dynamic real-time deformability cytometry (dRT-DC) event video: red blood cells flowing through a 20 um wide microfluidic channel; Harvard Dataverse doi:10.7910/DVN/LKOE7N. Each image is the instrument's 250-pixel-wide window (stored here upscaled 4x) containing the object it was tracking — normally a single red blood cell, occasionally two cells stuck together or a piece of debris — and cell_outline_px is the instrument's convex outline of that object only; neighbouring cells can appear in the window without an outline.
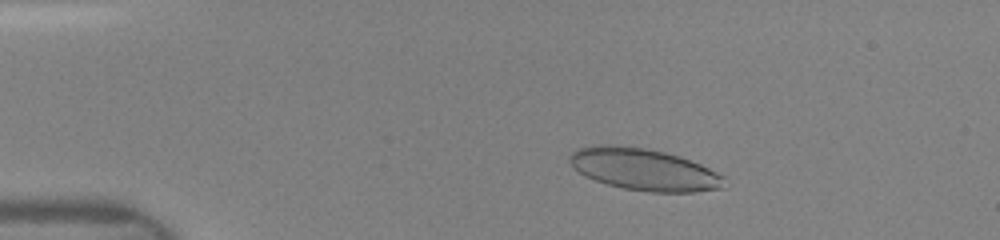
{"species": "human", "species_latin": "Homo sapiens", "temperature_condition": "room temperature", "stored_images_in_passage": 51, "camera_frame_rate_fps": 3000, "um_per_image_px": 0.085, "donor": {"sex": "female"}, "frame": {"image": 1, "passage_image": 11, "time_ms": 2.333, "image_size_px": [1000, 240], "cell_outline_px": [[728, 188], [696, 192], [652, 192], [624, 188], [608, 184], [584, 176], [568, 160], [568, 156], [576, 148], [592, 144], [616, 144], [644, 148], [664, 152], [680, 156], [700, 164], [724, 176]], "centroid_in_image_um": [54.75, 14.39], "position_along_channel_um": 30.2, "area_um2": 38.03}}
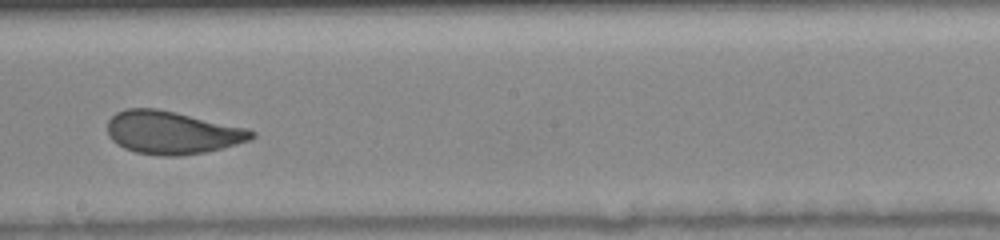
{"frame": {"image": 2, "passage_image": 34, "time_ms": 8.667, "image_size_px": [1000, 240], "cell_outline_px": [[256, 136], [248, 140], [236, 144], [204, 152], [180, 156], [156, 156], [136, 152], [124, 148], [116, 144], [108, 136], [108, 120], [116, 112], [124, 108], [156, 108], [176, 112], [248, 128], [256, 132]], "centroid_in_image_um": [14.6, 11.26], "position_along_channel_um": 233.6, "area_um2": 36.18}}
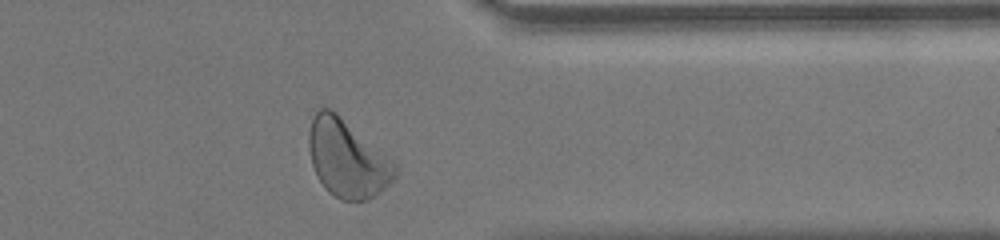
{"frame": {"image": 3, "passage_image": 49, "time_ms": 12.333, "image_size_px": [1000, 240], "cell_outline_px": [[396, 176], [380, 192], [368, 200], [340, 200], [328, 192], [324, 188], [316, 176], [312, 164], [308, 148], [308, 132], [312, 116], [320, 108], [328, 108], [336, 112], [396, 164]], "centroid_in_image_um": [29.47, 13.49], "position_along_channel_um": 381.9, "area_um2": 38.67}}